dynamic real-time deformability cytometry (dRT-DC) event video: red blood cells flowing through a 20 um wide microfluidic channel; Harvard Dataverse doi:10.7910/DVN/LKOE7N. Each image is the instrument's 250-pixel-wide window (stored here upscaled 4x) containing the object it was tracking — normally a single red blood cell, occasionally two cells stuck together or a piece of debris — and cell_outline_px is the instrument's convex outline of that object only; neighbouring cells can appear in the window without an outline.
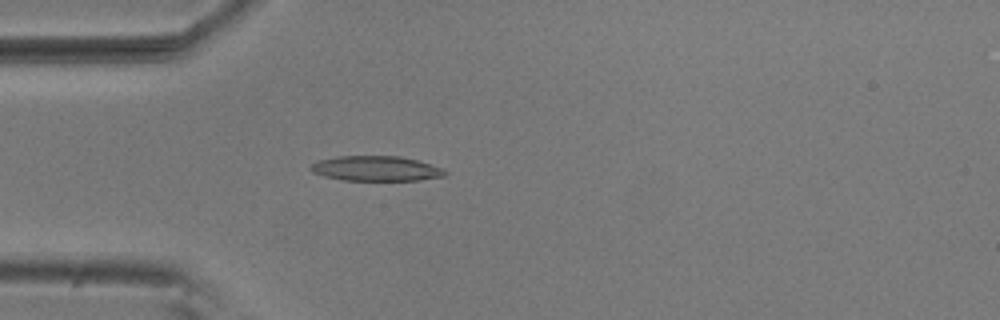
{"species": "common noctule bat (a hibernating species)", "species_latin": "Nyctalus noctula", "temperature_condition": "room temperature", "stored_images_in_passage": 54, "camera_frame_rate_fps": 3000, "um_per_image_px": 0.085, "animal": {"sex": "male", "body_mass_g": 20.5, "forearm_length_mm": 52.5}, "frame": {"image": 1, "passage_image": 15, "time_ms": 4.667, "image_size_px": [1000, 320], "cell_outline_px": [[448, 172], [444, 176], [420, 180], [344, 180], [324, 176], [312, 172], [308, 168], [316, 160], [336, 156], [400, 156], [416, 160], [444, 168]], "centroid_in_image_um": [31.94, 14.32], "position_along_channel_um": 53.1, "area_um2": 19.65}}
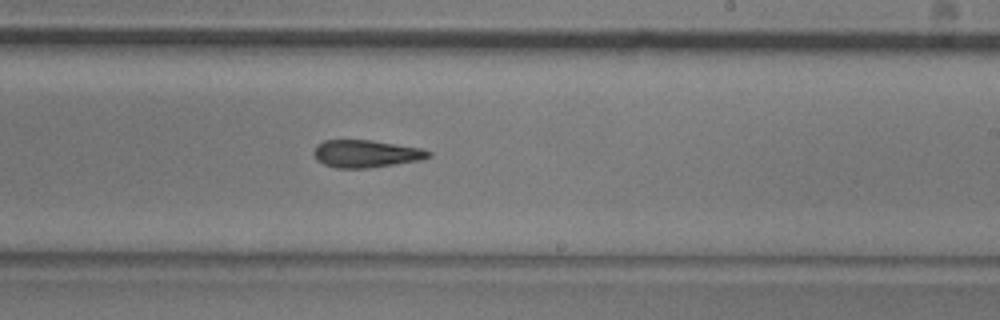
{"frame": {"image": 2, "passage_image": 32, "time_ms": 10.333, "image_size_px": [1000, 320], "cell_outline_px": [[432, 156], [424, 160], [368, 168], [336, 168], [324, 164], [316, 160], [312, 152], [316, 144], [324, 140], [372, 140], [420, 148], [432, 152]], "centroid_in_image_um": [31.11, 13.07], "position_along_channel_um": 257.9, "area_um2": 18.61}}
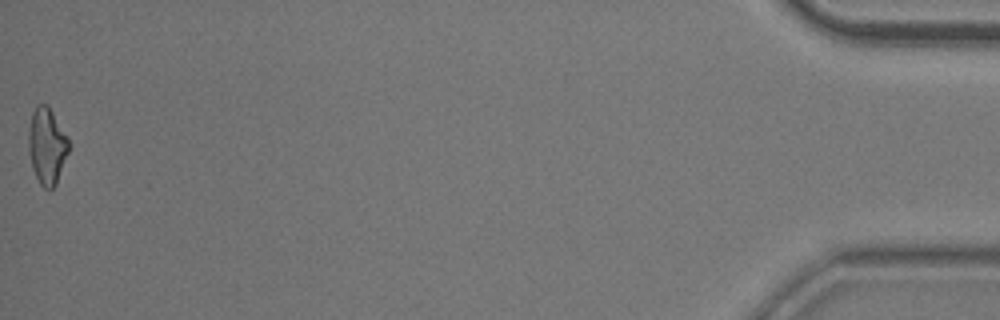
{"frame": {"image": 3, "passage_image": 54, "time_ms": 17.667, "image_size_px": [1000, 320], "cell_outline_px": [[72, 144], [56, 184], [48, 192], [40, 184], [32, 168], [28, 152], [28, 132], [32, 112], [36, 104], [48, 104], [68, 136]], "centroid_in_image_um": [4.01, 12.39], "position_along_channel_um": 431.2, "area_um2": 18.44}, "authors_computed_cell_mechanics": {"area_um2": 18.6694, "velocity_mm_per_s": 3.7251, "shape_relaxation_time_tau1_ms": null, "shape_relaxation_time_tau2_ms": 10.9923, "deformation_change_tau1": null, "deformation_change_tau2": 0.2496}}